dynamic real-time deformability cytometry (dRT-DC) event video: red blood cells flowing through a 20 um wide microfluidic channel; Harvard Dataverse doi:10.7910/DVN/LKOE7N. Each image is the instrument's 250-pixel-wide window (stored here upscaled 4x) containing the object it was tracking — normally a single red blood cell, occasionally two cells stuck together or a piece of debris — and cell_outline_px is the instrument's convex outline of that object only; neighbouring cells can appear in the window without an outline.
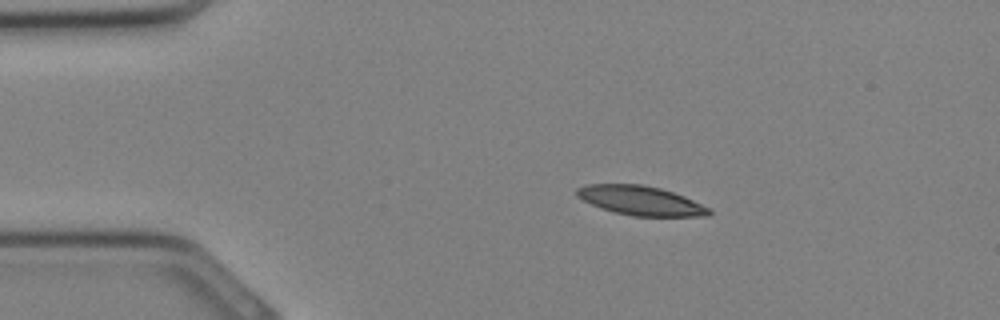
{"species": "Egyptian fruit bat (a non-hibernating species)", "species_latin": "Rousettus aegyptiacus", "temperature_condition": "cold", "stored_images_in_passage": 32, "camera_frame_rate_fps": 3000, "um_per_image_px": 0.085, "animal": {"sex": "female"}, "frame": {"image": 1, "passage_image": 5, "time_ms": 1.333, "image_size_px": [1000, 320], "cell_outline_px": [[712, 212], [708, 216], [632, 216], [616, 212], [592, 204], [576, 196], [576, 188], [584, 184], [644, 184], [660, 188], [684, 196], [712, 208]], "centroid_in_image_um": [54.49, 17.04], "position_along_channel_um": 30.5, "area_um2": 22.54}}
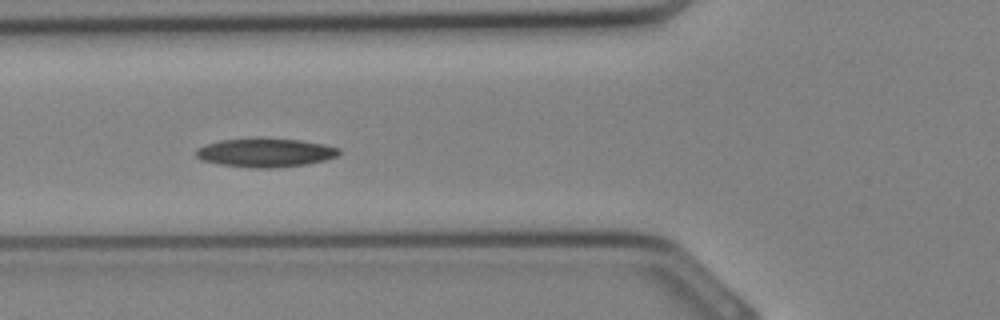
{"frame": {"image": 2, "passage_image": 11, "time_ms": 3.333, "image_size_px": [1000, 320], "cell_outline_px": [[340, 152], [336, 156], [324, 160], [304, 164], [272, 168], [260, 168], [220, 164], [204, 160], [196, 156], [196, 148], [220, 140], [256, 136], [300, 140], [324, 144], [340, 148]], "centroid_in_image_um": [22.55, 12.94], "position_along_channel_um": 103.2, "area_um2": 24.1}}
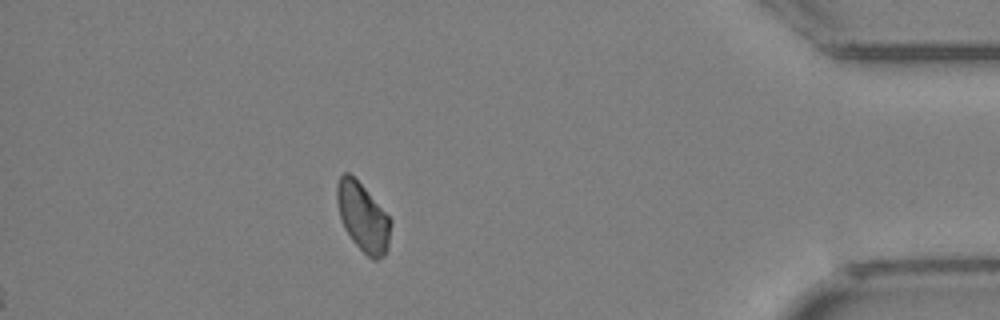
{"frame": {"image": 3, "passage_image": 28, "time_ms": 9.0, "image_size_px": [1000, 320], "cell_outline_px": [[392, 220], [388, 248], [384, 256], [376, 260], [372, 260], [352, 240], [344, 228], [340, 216], [336, 200], [336, 184], [340, 176], [344, 172], [348, 172], [364, 188]], "centroid_in_image_um": [30.84, 18.48], "position_along_channel_um": 404.4, "area_um2": 21.27}}